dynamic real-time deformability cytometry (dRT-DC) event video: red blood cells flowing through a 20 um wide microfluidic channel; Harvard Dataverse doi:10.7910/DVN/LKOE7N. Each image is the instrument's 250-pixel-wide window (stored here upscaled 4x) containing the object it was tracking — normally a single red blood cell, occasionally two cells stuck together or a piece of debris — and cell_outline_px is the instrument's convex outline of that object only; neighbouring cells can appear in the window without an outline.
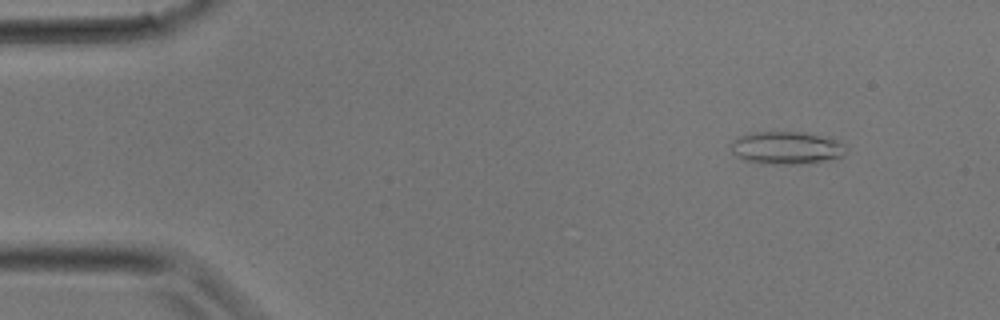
{"species": "common noctule bat (a hibernating species)", "species_latin": "Nyctalus noctula", "temperature_condition": "room temperature", "stored_images_in_passage": 8, "camera_frame_rate_fps": 3000, "um_per_image_px": 0.085, "animal": {"sex": "male", "body_mass_g": 17.9}, "frame": {"image": 1, "passage_image": 3, "time_ms": 0.667, "image_size_px": [1000, 320], "cell_outline_px": [[848, 148], [844, 156], [824, 160], [800, 164], [760, 164], [744, 160], [736, 156], [732, 152], [728, 144], [732, 140], [740, 136], [752, 132], [800, 132], [820, 136], [836, 140], [844, 144]], "centroid_in_image_um": [66.79, 12.58], "position_along_channel_um": 18.2, "area_um2": 22.08}}